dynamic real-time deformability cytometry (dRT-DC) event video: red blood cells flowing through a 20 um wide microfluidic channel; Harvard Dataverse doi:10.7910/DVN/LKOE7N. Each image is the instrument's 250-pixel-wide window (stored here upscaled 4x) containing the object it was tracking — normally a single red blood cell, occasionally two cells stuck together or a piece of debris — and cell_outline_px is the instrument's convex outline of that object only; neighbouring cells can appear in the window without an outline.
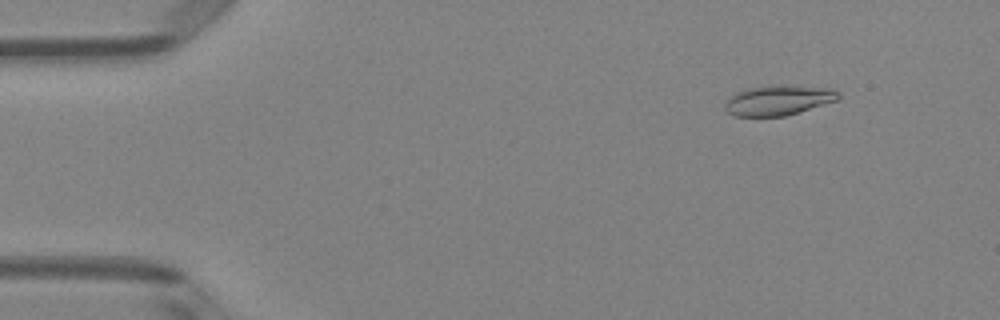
{"species": "Egyptian fruit bat (a non-hibernating species)", "species_latin": "Rousettus aegyptiacus", "temperature_condition": "room temperature", "stored_images_in_passage": 50, "camera_frame_rate_fps": 3000, "um_per_image_px": 0.085, "animal": {"sex": "female"}, "frame": {"image": 1, "passage_image": 6, "time_ms": 1.667, "image_size_px": [1000, 320], "cell_outline_px": [[840, 96], [836, 100], [784, 116], [732, 116], [724, 108], [724, 104], [736, 92], [748, 88], [832, 88], [840, 92]], "centroid_in_image_um": [66.11, 8.58], "position_along_channel_um": 18.9, "area_um2": 18.55}}
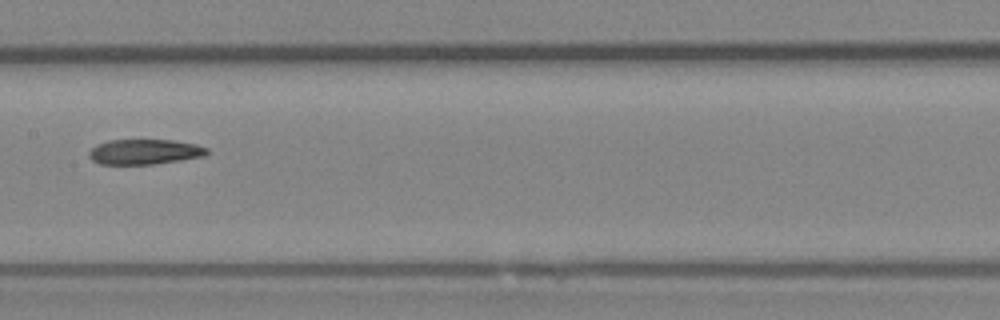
{"frame": {"image": 2, "passage_image": 26, "time_ms": 8.333, "image_size_px": [1000, 320], "cell_outline_px": [[208, 152], [204, 156], [180, 160], [152, 164], [100, 164], [92, 160], [88, 156], [88, 152], [96, 144], [108, 140], [172, 140], [196, 144], [208, 148]], "centroid_in_image_um": [12.26, 12.9], "position_along_channel_um": 195.1, "area_um2": 17.28}}
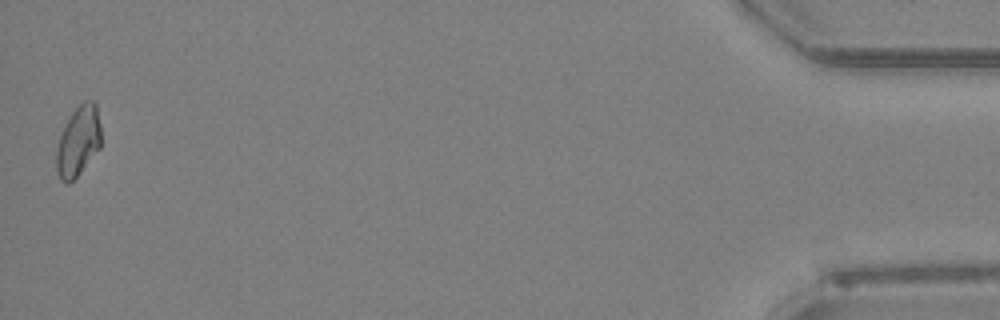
{"frame": {"image": 3, "passage_image": 50, "time_ms": 16.333, "image_size_px": [1000, 320], "cell_outline_px": [[100, 148], [80, 172], [68, 184], [64, 184], [60, 180], [56, 172], [56, 148], [60, 136], [72, 112], [84, 100], [92, 100], [96, 104], [100, 124]], "centroid_in_image_um": [6.64, 12.02], "position_along_channel_um": 428.6, "area_um2": 18.15}}